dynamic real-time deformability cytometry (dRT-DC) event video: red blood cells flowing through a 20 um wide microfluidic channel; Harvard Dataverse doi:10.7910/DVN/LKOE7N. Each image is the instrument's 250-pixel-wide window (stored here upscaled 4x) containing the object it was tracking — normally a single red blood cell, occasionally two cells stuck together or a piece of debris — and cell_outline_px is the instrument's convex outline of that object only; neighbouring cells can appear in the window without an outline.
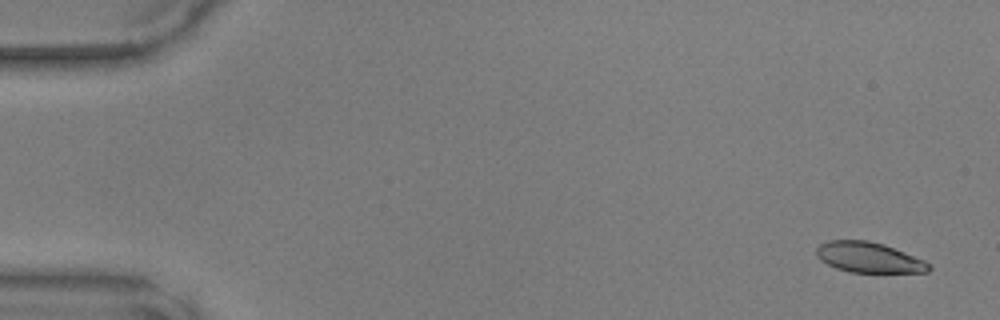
{"species": "common noctule bat (a hibernating species)", "species_latin": "Nyctalus noctula", "temperature_condition": "warm", "stored_images_in_passage": 6, "camera_frame_rate_fps": 3000, "um_per_image_px": 0.085, "animal": {"sex": "male", "body_mass_g": 17.9, "forearm_length_mm": 54.2}, "frame": {"image": 1, "passage_image": 3, "time_ms": 0.667, "image_size_px": [1000, 320], "cell_outline_px": [[932, 268], [928, 272], [848, 272], [836, 268], [820, 260], [816, 256], [816, 248], [820, 244], [828, 240], [868, 240], [884, 244], [924, 260], [932, 264]], "centroid_in_image_um": [73.85, 21.88], "position_along_channel_um": 11.2, "area_um2": 20.0}}